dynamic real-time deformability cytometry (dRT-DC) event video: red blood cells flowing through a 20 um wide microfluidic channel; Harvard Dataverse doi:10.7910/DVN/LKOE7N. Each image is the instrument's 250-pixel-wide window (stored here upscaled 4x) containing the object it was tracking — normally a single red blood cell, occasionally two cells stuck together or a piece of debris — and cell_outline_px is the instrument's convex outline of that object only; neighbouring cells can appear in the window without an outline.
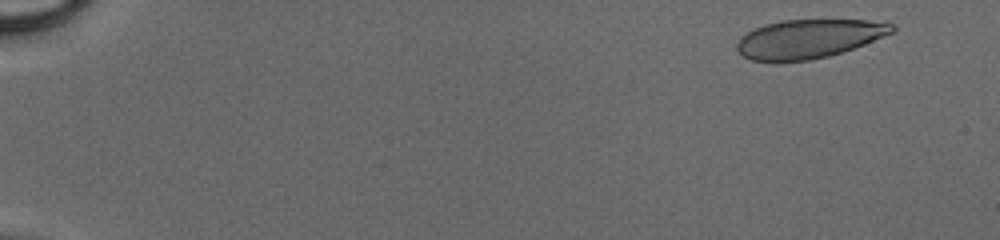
{"species": "human", "species_latin": "Homo sapiens", "temperature_condition": "cold", "stored_images_in_passage": 48, "camera_frame_rate_fps": 3000, "um_per_image_px": 0.085, "donor": {"sex": "male"}, "frame": {"image": 1, "passage_image": 3, "time_ms": 0.667, "image_size_px": [1000, 240], "cell_outline_px": [[896, 28], [892, 32], [884, 36], [844, 52], [828, 56], [808, 60], [776, 64], [752, 60], [744, 56], [736, 48], [736, 44], [740, 36], [764, 24], [780, 20], [868, 20], [896, 24]], "centroid_in_image_um": [68.71, 3.32], "position_along_channel_um": 16.3, "area_um2": 35.55}}
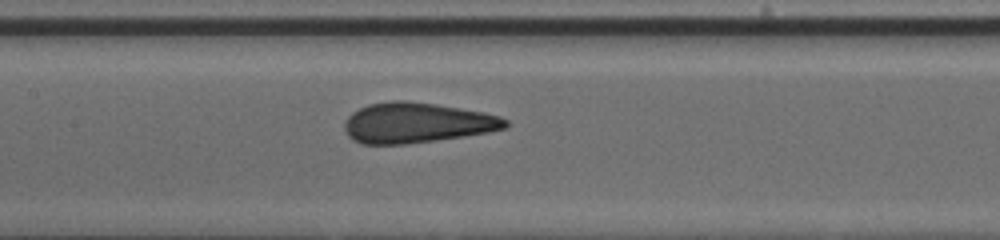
{"frame": {"image": 2, "passage_image": 25, "time_ms": 8.0, "image_size_px": [1000, 240], "cell_outline_px": [[508, 128], [488, 132], [464, 136], [404, 144], [360, 144], [352, 140], [348, 136], [344, 128], [344, 124], [348, 116], [352, 112], [368, 104], [392, 100], [404, 100], [436, 104], [484, 112], [500, 116], [508, 120]], "centroid_in_image_um": [35.42, 10.43], "position_along_channel_um": 172.0, "area_um2": 37.86}}
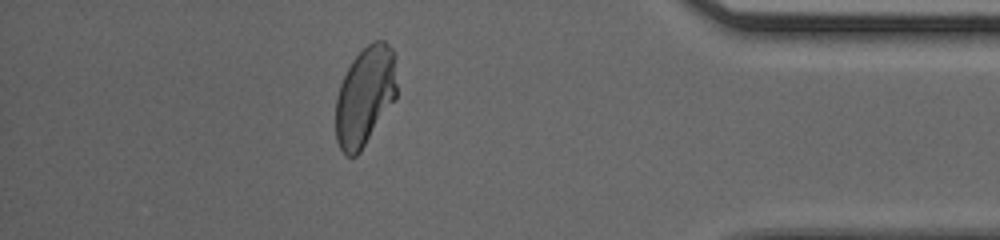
{"frame": {"image": 3, "passage_image": 43, "time_ms": 14.0, "image_size_px": [1000, 240], "cell_outline_px": [[396, 96], [360, 152], [356, 156], [344, 156], [336, 140], [336, 96], [340, 84], [352, 60], [368, 44], [376, 40], [384, 40], [392, 48], [396, 84]], "centroid_in_image_um": [30.99, 8.19], "position_along_channel_um": 404.2, "area_um2": 34.74}}